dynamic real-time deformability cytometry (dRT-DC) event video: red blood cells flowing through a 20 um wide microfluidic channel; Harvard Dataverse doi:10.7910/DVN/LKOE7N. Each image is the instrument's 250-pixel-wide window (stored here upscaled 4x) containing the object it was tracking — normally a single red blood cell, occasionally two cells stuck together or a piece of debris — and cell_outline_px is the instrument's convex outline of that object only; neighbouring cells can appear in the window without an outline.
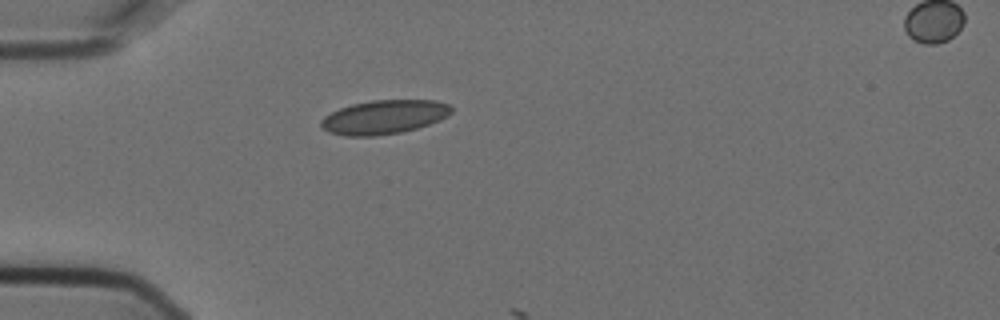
{"species": "Egyptian fruit bat (a non-hibernating species)", "species_latin": "Rousettus aegyptiacus", "temperature_condition": "cold", "stored_images_in_passage": 3, "camera_frame_rate_fps": 3000, "um_per_image_px": 0.085, "animal": {"sex": "female"}, "frame": {"image": 1, "passage_image": 1, "time_ms": 0.0, "image_size_px": [1000, 320], "cell_outline_px": [[452, 112], [448, 116], [440, 120], [416, 128], [400, 132], [376, 136], [344, 136], [328, 132], [320, 124], [320, 120], [324, 116], [340, 108], [352, 104], [372, 100], [436, 100], [448, 104], [452, 108]], "centroid_in_image_um": [32.64, 9.95], "position_along_channel_um": 52.4, "area_um2": 25.78}}